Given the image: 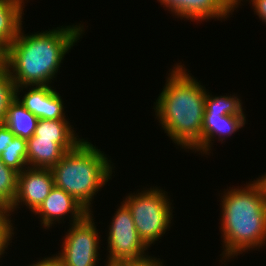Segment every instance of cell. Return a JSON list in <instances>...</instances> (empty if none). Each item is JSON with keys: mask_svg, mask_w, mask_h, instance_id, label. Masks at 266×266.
I'll use <instances>...</instances> for the list:
<instances>
[{"mask_svg": "<svg viewBox=\"0 0 266 266\" xmlns=\"http://www.w3.org/2000/svg\"><path fill=\"white\" fill-rule=\"evenodd\" d=\"M84 30L79 23L24 34L21 27L5 54V68L15 86H52L65 55L79 42Z\"/></svg>", "mask_w": 266, "mask_h": 266, "instance_id": "6da1fadb", "label": "cell"}, {"mask_svg": "<svg viewBox=\"0 0 266 266\" xmlns=\"http://www.w3.org/2000/svg\"><path fill=\"white\" fill-rule=\"evenodd\" d=\"M187 70L181 63L169 70L153 109L155 119L172 142L192 151L202 141L207 90Z\"/></svg>", "mask_w": 266, "mask_h": 266, "instance_id": "7a4b0ae2", "label": "cell"}, {"mask_svg": "<svg viewBox=\"0 0 266 266\" xmlns=\"http://www.w3.org/2000/svg\"><path fill=\"white\" fill-rule=\"evenodd\" d=\"M223 193L220 197L219 229L223 238L220 259L226 262L243 252L259 250L266 245V192L257 178L244 187L224 189Z\"/></svg>", "mask_w": 266, "mask_h": 266, "instance_id": "3957f363", "label": "cell"}, {"mask_svg": "<svg viewBox=\"0 0 266 266\" xmlns=\"http://www.w3.org/2000/svg\"><path fill=\"white\" fill-rule=\"evenodd\" d=\"M85 138L50 170L54 185L73 196L93 213L94 196L112 179V161ZM114 166V167H113Z\"/></svg>", "mask_w": 266, "mask_h": 266, "instance_id": "277c9868", "label": "cell"}, {"mask_svg": "<svg viewBox=\"0 0 266 266\" xmlns=\"http://www.w3.org/2000/svg\"><path fill=\"white\" fill-rule=\"evenodd\" d=\"M155 187L130 193L122 201L131 212L137 233L149 248L172 226L174 209L168 192Z\"/></svg>", "mask_w": 266, "mask_h": 266, "instance_id": "5b68a950", "label": "cell"}, {"mask_svg": "<svg viewBox=\"0 0 266 266\" xmlns=\"http://www.w3.org/2000/svg\"><path fill=\"white\" fill-rule=\"evenodd\" d=\"M93 217L89 212L79 222L69 225L62 238V249L56 254L61 266H98L101 240Z\"/></svg>", "mask_w": 266, "mask_h": 266, "instance_id": "8992f818", "label": "cell"}, {"mask_svg": "<svg viewBox=\"0 0 266 266\" xmlns=\"http://www.w3.org/2000/svg\"><path fill=\"white\" fill-rule=\"evenodd\" d=\"M108 259L134 260L146 256L148 246L140 238L128 207L121 202L108 227Z\"/></svg>", "mask_w": 266, "mask_h": 266, "instance_id": "52a82bcc", "label": "cell"}, {"mask_svg": "<svg viewBox=\"0 0 266 266\" xmlns=\"http://www.w3.org/2000/svg\"><path fill=\"white\" fill-rule=\"evenodd\" d=\"M54 186V178L50 169L25 168L17 176L15 200L8 211L10 222H13L10 216L22 204V207L25 205L31 213H34Z\"/></svg>", "mask_w": 266, "mask_h": 266, "instance_id": "ba28073f", "label": "cell"}, {"mask_svg": "<svg viewBox=\"0 0 266 266\" xmlns=\"http://www.w3.org/2000/svg\"><path fill=\"white\" fill-rule=\"evenodd\" d=\"M88 213L89 211L73 196L54 186L33 214L40 217L42 228L50 230L49 228L55 226L56 222L62 223L66 215L70 218L69 224H72L82 220Z\"/></svg>", "mask_w": 266, "mask_h": 266, "instance_id": "9c48e42d", "label": "cell"}, {"mask_svg": "<svg viewBox=\"0 0 266 266\" xmlns=\"http://www.w3.org/2000/svg\"><path fill=\"white\" fill-rule=\"evenodd\" d=\"M24 89L26 90L23 91ZM21 91L24 93L23 96L20 95L22 93ZM16 98L38 119H67L63 99L53 86L36 85L16 87Z\"/></svg>", "mask_w": 266, "mask_h": 266, "instance_id": "30bf717a", "label": "cell"}, {"mask_svg": "<svg viewBox=\"0 0 266 266\" xmlns=\"http://www.w3.org/2000/svg\"><path fill=\"white\" fill-rule=\"evenodd\" d=\"M175 17L201 22L217 19L225 20L233 15L227 0H157ZM231 13V14H230ZM199 21V22H198Z\"/></svg>", "mask_w": 266, "mask_h": 266, "instance_id": "8fae6325", "label": "cell"}, {"mask_svg": "<svg viewBox=\"0 0 266 266\" xmlns=\"http://www.w3.org/2000/svg\"><path fill=\"white\" fill-rule=\"evenodd\" d=\"M246 120V116L204 113L202 141L191 152H199V155L200 153L202 155H210L212 144L217 140V137L221 143L226 142V138L245 126Z\"/></svg>", "mask_w": 266, "mask_h": 266, "instance_id": "7c38bea8", "label": "cell"}, {"mask_svg": "<svg viewBox=\"0 0 266 266\" xmlns=\"http://www.w3.org/2000/svg\"><path fill=\"white\" fill-rule=\"evenodd\" d=\"M27 146V162L30 168L51 169L66 153L53 139L32 136L27 140Z\"/></svg>", "mask_w": 266, "mask_h": 266, "instance_id": "4fadbf2b", "label": "cell"}, {"mask_svg": "<svg viewBox=\"0 0 266 266\" xmlns=\"http://www.w3.org/2000/svg\"><path fill=\"white\" fill-rule=\"evenodd\" d=\"M68 119H39L34 132L35 138L53 139L66 152L73 150L83 138H79Z\"/></svg>", "mask_w": 266, "mask_h": 266, "instance_id": "5bb4252c", "label": "cell"}, {"mask_svg": "<svg viewBox=\"0 0 266 266\" xmlns=\"http://www.w3.org/2000/svg\"><path fill=\"white\" fill-rule=\"evenodd\" d=\"M24 0H0V46L6 51L22 25Z\"/></svg>", "mask_w": 266, "mask_h": 266, "instance_id": "9a60e30c", "label": "cell"}, {"mask_svg": "<svg viewBox=\"0 0 266 266\" xmlns=\"http://www.w3.org/2000/svg\"><path fill=\"white\" fill-rule=\"evenodd\" d=\"M38 118L27 110L17 98L7 109L3 124L8 127L15 136L28 140L34 135Z\"/></svg>", "mask_w": 266, "mask_h": 266, "instance_id": "2e32d148", "label": "cell"}, {"mask_svg": "<svg viewBox=\"0 0 266 266\" xmlns=\"http://www.w3.org/2000/svg\"><path fill=\"white\" fill-rule=\"evenodd\" d=\"M233 94L231 96H212L207 89L205 98V112L204 113H217L219 115H233V116H245L243 111V103Z\"/></svg>", "mask_w": 266, "mask_h": 266, "instance_id": "e0dca14e", "label": "cell"}, {"mask_svg": "<svg viewBox=\"0 0 266 266\" xmlns=\"http://www.w3.org/2000/svg\"><path fill=\"white\" fill-rule=\"evenodd\" d=\"M27 147L26 139L15 136L12 142H9L6 152L1 154V161L18 174L21 173L28 168Z\"/></svg>", "mask_w": 266, "mask_h": 266, "instance_id": "ac0fdd59", "label": "cell"}, {"mask_svg": "<svg viewBox=\"0 0 266 266\" xmlns=\"http://www.w3.org/2000/svg\"><path fill=\"white\" fill-rule=\"evenodd\" d=\"M18 173L7 167L0 159V207L9 211L17 191Z\"/></svg>", "mask_w": 266, "mask_h": 266, "instance_id": "d6986e66", "label": "cell"}, {"mask_svg": "<svg viewBox=\"0 0 266 266\" xmlns=\"http://www.w3.org/2000/svg\"><path fill=\"white\" fill-rule=\"evenodd\" d=\"M16 98V86L9 71L0 69V124L3 123L9 104Z\"/></svg>", "mask_w": 266, "mask_h": 266, "instance_id": "ffe728a7", "label": "cell"}, {"mask_svg": "<svg viewBox=\"0 0 266 266\" xmlns=\"http://www.w3.org/2000/svg\"><path fill=\"white\" fill-rule=\"evenodd\" d=\"M14 228L10 222L8 211L0 207V252H5L8 249V245L12 243L11 240L15 233Z\"/></svg>", "mask_w": 266, "mask_h": 266, "instance_id": "44dd1931", "label": "cell"}, {"mask_svg": "<svg viewBox=\"0 0 266 266\" xmlns=\"http://www.w3.org/2000/svg\"><path fill=\"white\" fill-rule=\"evenodd\" d=\"M15 135L12 131L6 127L3 123L0 124V159L1 154L6 152L7 148L9 147V142H12Z\"/></svg>", "mask_w": 266, "mask_h": 266, "instance_id": "7402d4cb", "label": "cell"}, {"mask_svg": "<svg viewBox=\"0 0 266 266\" xmlns=\"http://www.w3.org/2000/svg\"><path fill=\"white\" fill-rule=\"evenodd\" d=\"M163 263L160 258L157 259V257H152L148 254L141 258L129 260V266H165Z\"/></svg>", "mask_w": 266, "mask_h": 266, "instance_id": "603a6c76", "label": "cell"}, {"mask_svg": "<svg viewBox=\"0 0 266 266\" xmlns=\"http://www.w3.org/2000/svg\"><path fill=\"white\" fill-rule=\"evenodd\" d=\"M248 2L253 6L254 14L266 24V0H249Z\"/></svg>", "mask_w": 266, "mask_h": 266, "instance_id": "cb8c5ba5", "label": "cell"}, {"mask_svg": "<svg viewBox=\"0 0 266 266\" xmlns=\"http://www.w3.org/2000/svg\"><path fill=\"white\" fill-rule=\"evenodd\" d=\"M27 266H61L59 257L55 254L52 256L43 257L35 263L29 264Z\"/></svg>", "mask_w": 266, "mask_h": 266, "instance_id": "d4e9b609", "label": "cell"}, {"mask_svg": "<svg viewBox=\"0 0 266 266\" xmlns=\"http://www.w3.org/2000/svg\"><path fill=\"white\" fill-rule=\"evenodd\" d=\"M107 259L105 266H129V260Z\"/></svg>", "mask_w": 266, "mask_h": 266, "instance_id": "484cf974", "label": "cell"}, {"mask_svg": "<svg viewBox=\"0 0 266 266\" xmlns=\"http://www.w3.org/2000/svg\"><path fill=\"white\" fill-rule=\"evenodd\" d=\"M241 1H245V0H227L228 5L230 7V9L234 12V10H236L235 8L239 7V5L241 6ZM249 1V0H246Z\"/></svg>", "mask_w": 266, "mask_h": 266, "instance_id": "4316f807", "label": "cell"}, {"mask_svg": "<svg viewBox=\"0 0 266 266\" xmlns=\"http://www.w3.org/2000/svg\"><path fill=\"white\" fill-rule=\"evenodd\" d=\"M5 54L6 51L0 46V69L5 67Z\"/></svg>", "mask_w": 266, "mask_h": 266, "instance_id": "83f0119b", "label": "cell"}, {"mask_svg": "<svg viewBox=\"0 0 266 266\" xmlns=\"http://www.w3.org/2000/svg\"><path fill=\"white\" fill-rule=\"evenodd\" d=\"M258 179L262 182L266 192V173L263 174L261 177H258Z\"/></svg>", "mask_w": 266, "mask_h": 266, "instance_id": "f1b7e54d", "label": "cell"}, {"mask_svg": "<svg viewBox=\"0 0 266 266\" xmlns=\"http://www.w3.org/2000/svg\"><path fill=\"white\" fill-rule=\"evenodd\" d=\"M4 253H6V252H0V258H2L1 256H3ZM0 260H2V259H0Z\"/></svg>", "mask_w": 266, "mask_h": 266, "instance_id": "f546056e", "label": "cell"}]
</instances>
